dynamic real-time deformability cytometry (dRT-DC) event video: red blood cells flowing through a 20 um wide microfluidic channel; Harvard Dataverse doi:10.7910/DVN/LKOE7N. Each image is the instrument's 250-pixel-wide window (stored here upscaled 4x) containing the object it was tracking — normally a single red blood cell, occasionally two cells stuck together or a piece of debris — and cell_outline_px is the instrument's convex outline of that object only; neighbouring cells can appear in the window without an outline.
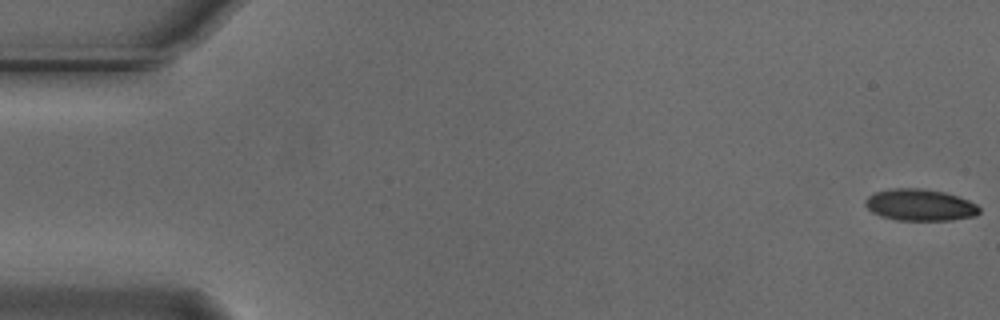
{"species": "Egyptian fruit bat (a non-hibernating species)", "species_latin": "Rousettus aegyptiacus", "temperature_condition": "cold", "stored_images_in_passage": 45, "camera_frame_rate_fps": 3000, "um_per_image_px": 0.085, "animal": {"sex": "male"}, "frame": {"image": 1, "passage_image": 1, "time_ms": 0.0, "image_size_px": [1000, 320], "cell_outline_px": [[980, 212], [976, 216], [952, 220], [896, 220], [880, 216], [872, 212], [864, 204], [864, 200], [868, 196], [876, 192], [888, 188], [924, 188], [944, 192], [968, 200], [976, 204], [980, 208]], "centroid_in_image_um": [78.18, 17.42], "position_along_channel_um": 6.8, "area_um2": 21.21}}
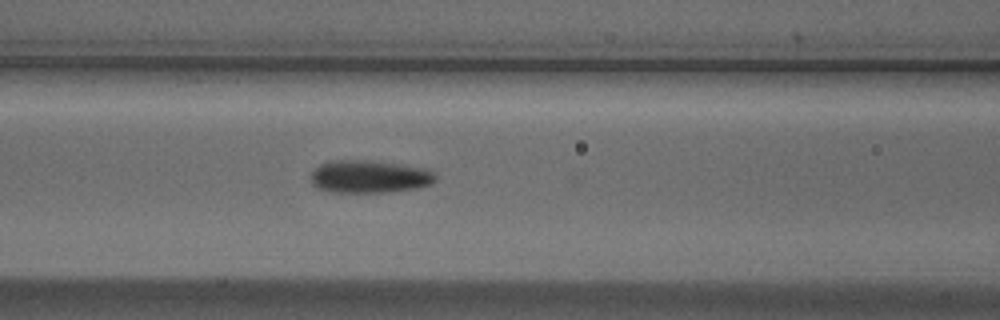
{"frame": {"image": 2, "passage_image": 23, "time_ms": 7.333, "image_size_px": [1000, 320], "cell_outline_px": [[436, 180], [432, 184], [416, 188], [384, 192], [332, 192], [316, 188], [312, 184], [312, 172], [320, 164], [328, 160], [364, 160], [400, 164], [428, 168], [436, 176]], "centroid_in_image_um": [31.4, 15.01], "position_along_channel_um": 135.2, "area_um2": 23.81}}
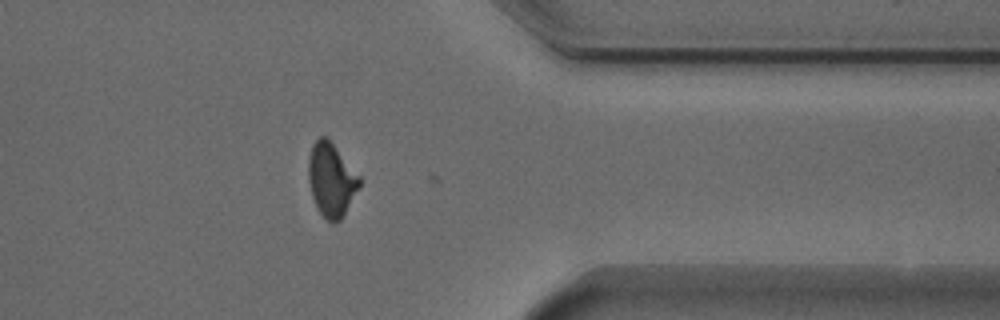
{"frame": {"image": 3, "passage_image": 44, "time_ms": 14.333, "image_size_px": [1000, 320], "cell_outline_px": [[360, 184], [344, 216], [340, 220], [332, 224], [320, 212], [312, 196], [308, 180], [308, 160], [312, 144], [320, 136], [328, 136], [360, 176]], "centroid_in_image_um": [28.16, 15.24], "position_along_channel_um": 383.2, "area_um2": 21.96}, "authors_computed_cell_mechanics": {"area_um2": 22.253, "velocity_mm_per_s": 3.7327, "shape_relaxation_time_tau1_ms": 4.2028, "shape_relaxation_time_tau2_ms": 2.728, "deformation_change_tau1": 0.1475, "deformation_change_tau2": 0.0964}}